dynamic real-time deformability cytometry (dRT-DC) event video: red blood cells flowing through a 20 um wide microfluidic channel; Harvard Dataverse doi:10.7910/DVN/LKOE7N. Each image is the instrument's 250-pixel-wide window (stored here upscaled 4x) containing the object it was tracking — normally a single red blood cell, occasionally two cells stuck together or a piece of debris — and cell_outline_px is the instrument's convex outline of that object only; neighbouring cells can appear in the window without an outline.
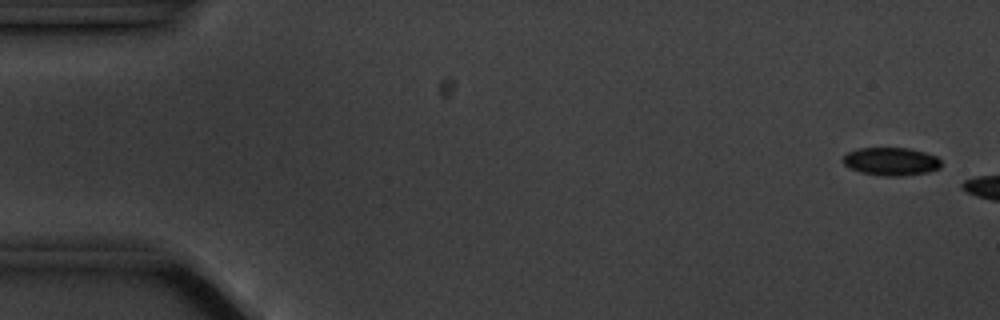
{"species": "common noctule bat (a hibernating species)", "species_latin": "Nyctalus noctula", "temperature_condition": "cold", "stored_images_in_passage": 3, "camera_frame_rate_fps": 3000, "um_per_image_px": 0.085, "animal": {"sex": "male", "body_mass_g": 20.1, "forearm_length_mm": 53.5}, "frame": {"image": 1, "passage_image": 1, "time_ms": 0.0, "image_size_px": [1000, 320], "cell_outline_px": [[940, 168], [928, 172], [900, 176], [880, 176], [860, 172], [844, 164], [840, 160], [848, 152], [856, 148], [908, 148], [924, 152], [936, 156], [940, 160]], "centroid_in_image_um": [75.71, 13.72], "position_along_channel_um": 9.3, "area_um2": 16.07}}